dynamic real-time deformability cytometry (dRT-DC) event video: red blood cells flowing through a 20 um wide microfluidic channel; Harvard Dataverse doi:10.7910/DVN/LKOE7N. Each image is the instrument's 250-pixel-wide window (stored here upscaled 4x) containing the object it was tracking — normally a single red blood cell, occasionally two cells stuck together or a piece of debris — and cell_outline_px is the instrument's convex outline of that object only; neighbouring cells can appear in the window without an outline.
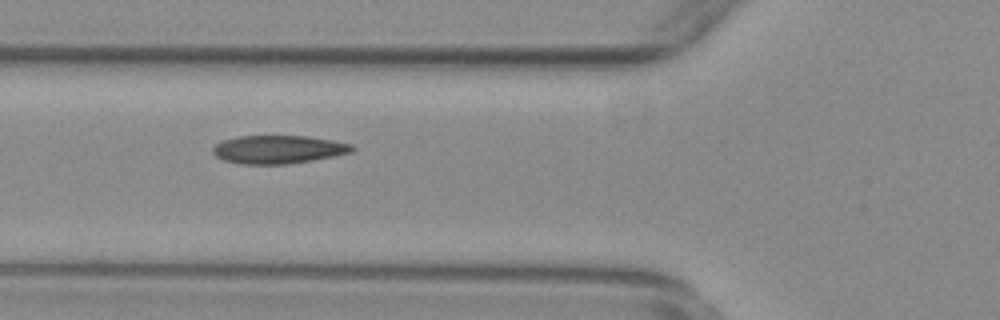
{"species": "common noctule bat (a hibernating species)", "species_latin": "Nyctalus noctula", "temperature_condition": "warm", "stored_images_in_passage": 33, "camera_frame_rate_fps": 3000, "um_per_image_px": 0.085, "animal": {"sex": "female", "body_mass_g": 29.2, "forearm_length_mm": 56.3}, "frame": {"image": 1, "passage_image": 3, "time_ms": 0.667, "image_size_px": [1000, 320], "cell_outline_px": [[356, 148], [352, 152], [312, 160], [288, 164], [244, 164], [224, 160], [216, 156], [212, 152], [212, 148], [216, 144], [224, 140], [236, 136], [308, 136], [332, 140], [352, 144]], "centroid_in_image_um": [23.66, 12.7], "position_along_channel_um": 102.1, "area_um2": 22.83}}
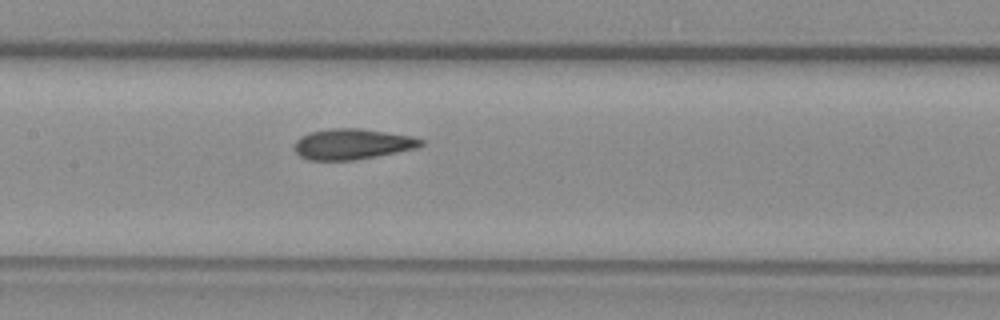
{"frame": {"image": 2, "passage_image": 9, "time_ms": 2.667, "image_size_px": [1000, 320], "cell_outline_px": [[424, 144], [420, 148], [356, 160], [308, 160], [300, 156], [296, 152], [296, 140], [300, 136], [308, 132], [332, 128], [360, 128], [412, 136], [424, 140]], "centroid_in_image_um": [29.98, 12.25], "position_along_channel_um": 177.4, "area_um2": 22.77}}
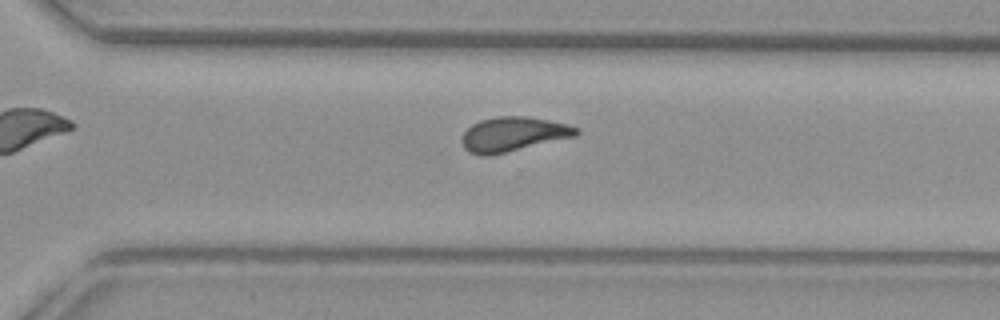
{"frame": {"image": 3, "passage_image": 21, "time_ms": 6.667, "image_size_px": [1000, 320], "cell_outline_px": [[580, 132], [576, 136], [492, 156], [480, 156], [468, 152], [464, 148], [460, 140], [464, 132], [472, 124], [480, 120], [496, 116], [528, 116], [568, 124], [580, 128]], "centroid_in_image_um": [43.61, 11.42], "position_along_channel_um": 327.0, "area_um2": 23.41}}